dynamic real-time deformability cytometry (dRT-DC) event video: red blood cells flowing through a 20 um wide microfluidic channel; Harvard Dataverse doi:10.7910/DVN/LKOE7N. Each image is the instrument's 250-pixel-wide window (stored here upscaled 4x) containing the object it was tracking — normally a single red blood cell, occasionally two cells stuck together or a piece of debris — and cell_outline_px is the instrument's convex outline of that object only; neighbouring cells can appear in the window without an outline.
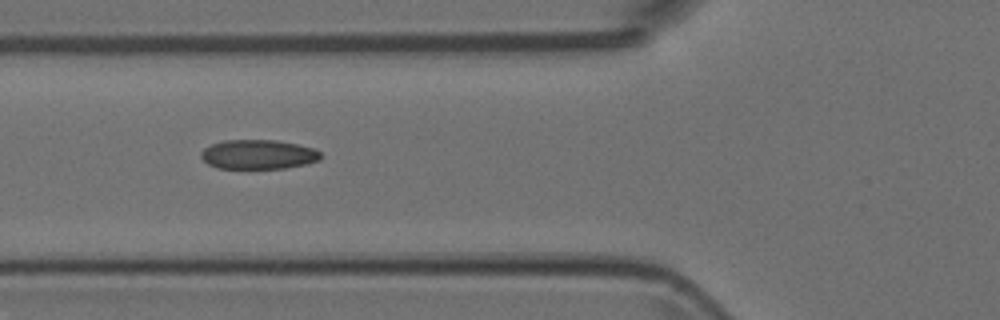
{"species": "Egyptian fruit bat (a non-hibernating species)", "species_latin": "Rousettus aegyptiacus", "temperature_condition": "room temperature", "stored_images_in_passage": 6, "camera_frame_rate_fps": 3000, "um_per_image_px": 0.085, "animal": {"sex": "female"}, "frame": {"image": 1, "passage_image": 4, "time_ms": 1.0, "image_size_px": [1000, 320], "cell_outline_px": [[320, 160], [304, 164], [284, 168], [216, 168], [208, 164], [200, 156], [200, 152], [204, 148], [212, 144], [224, 140], [276, 140], [296, 144], [312, 148], [320, 152]], "centroid_in_image_um": [21.91, 13.12], "position_along_channel_um": 103.9, "area_um2": 20.35}}
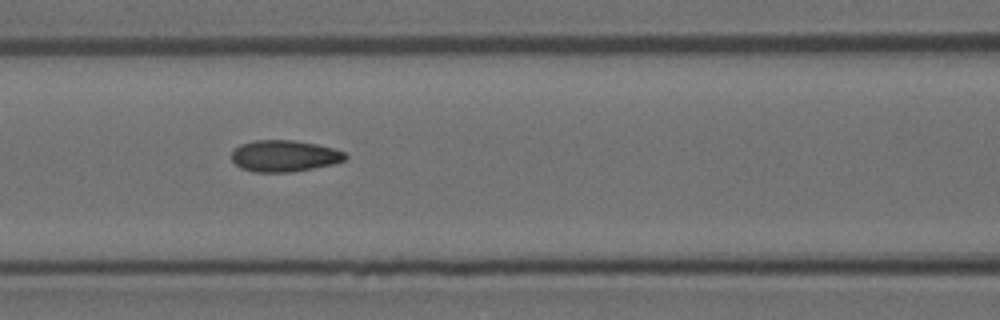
{"frame": {"image": 2, "passage_image": 5, "time_ms": 1.333, "image_size_px": [1000, 320], "cell_outline_px": [[348, 156], [344, 160], [332, 164], [292, 172], [252, 172], [240, 168], [232, 160], [232, 152], [240, 144], [252, 140], [292, 140], [316, 144], [332, 148], [344, 152]], "centroid_in_image_um": [24.13, 13.25], "position_along_channel_um": 142.5, "area_um2": 20.81}}
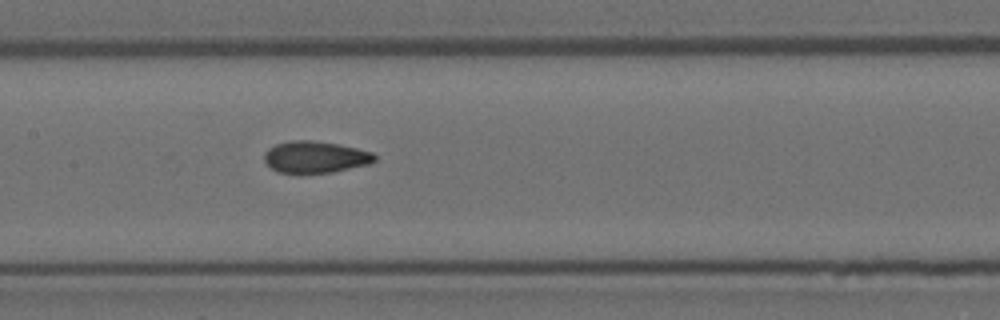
{"frame": {"image": 3, "passage_image": 6, "time_ms": 1.667, "image_size_px": [1000, 320], "cell_outline_px": [[376, 160], [368, 164], [332, 172], [276, 172], [264, 160], [264, 152], [268, 148], [276, 144], [292, 140], [312, 140], [340, 144], [372, 152], [376, 156]], "centroid_in_image_um": [26.79, 13.33], "position_along_channel_um": 180.6, "area_um2": 20.23}}